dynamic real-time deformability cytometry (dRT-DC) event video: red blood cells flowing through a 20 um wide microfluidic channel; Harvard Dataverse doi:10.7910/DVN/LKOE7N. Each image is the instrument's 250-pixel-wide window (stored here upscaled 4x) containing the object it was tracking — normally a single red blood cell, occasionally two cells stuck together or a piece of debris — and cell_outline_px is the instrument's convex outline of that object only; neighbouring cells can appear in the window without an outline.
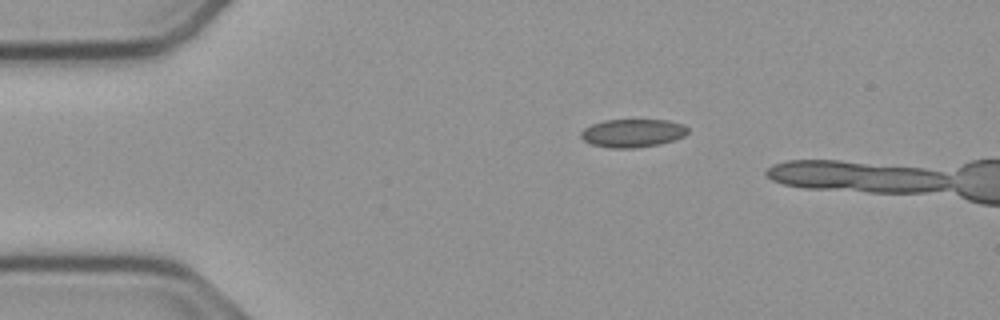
{"species": "common noctule bat (a hibernating species)", "species_latin": "Nyctalus noctula", "temperature_condition": "cold", "stored_images_in_passage": 11, "camera_frame_rate_fps": 3000, "um_per_image_px": 0.085, "animal": {"sex": "male", "body_mass_g": 23.1, "forearm_length_mm": 52.7}, "frame": {"image": 1, "passage_image": 7, "time_ms": 2.0, "image_size_px": [1000, 320], "cell_outline_px": [[688, 132], [684, 136], [660, 144], [636, 148], [608, 148], [592, 144], [584, 140], [580, 136], [580, 132], [584, 128], [592, 124], [604, 120], [668, 120], [684, 124], [688, 128]], "centroid_in_image_um": [53.77, 11.31], "position_along_channel_um": 31.2, "area_um2": 17.63}}